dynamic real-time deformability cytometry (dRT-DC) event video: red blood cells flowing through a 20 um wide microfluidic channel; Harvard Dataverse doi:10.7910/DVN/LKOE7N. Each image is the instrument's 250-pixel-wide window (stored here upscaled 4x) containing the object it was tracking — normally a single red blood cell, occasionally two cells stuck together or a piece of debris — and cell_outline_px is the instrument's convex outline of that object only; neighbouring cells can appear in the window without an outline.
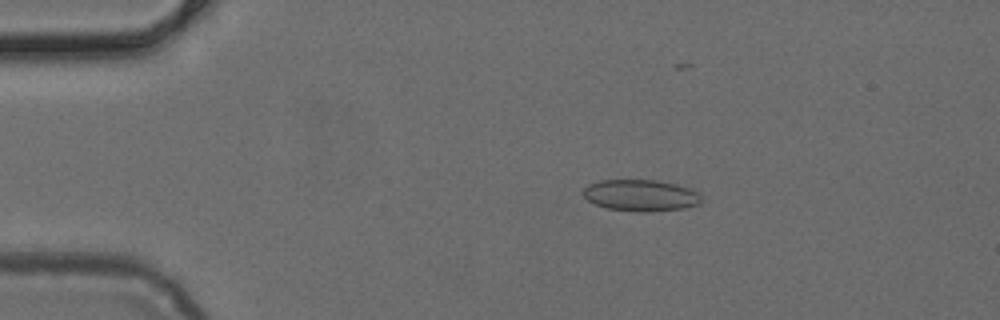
{"species": "common noctule bat (a hibernating species)", "species_latin": "Nyctalus noctula", "temperature_condition": "cold", "stored_images_in_passage": 50, "camera_frame_rate_fps": 3000, "um_per_image_px": 0.085, "animal": {"sex": "female", "body_mass_g": 24.6, "forearm_length_mm": 56.2}, "frame": {"image": 1, "passage_image": 9, "time_ms": 2.667, "image_size_px": [1000, 320], "cell_outline_px": [[700, 204], [684, 208], [648, 212], [636, 212], [608, 208], [596, 204], [588, 200], [580, 192], [588, 184], [600, 180], [656, 180], [676, 184], [688, 188], [696, 192], [700, 196]], "centroid_in_image_um": [54.42, 16.61], "position_along_channel_um": 30.6, "area_um2": 21.68}}
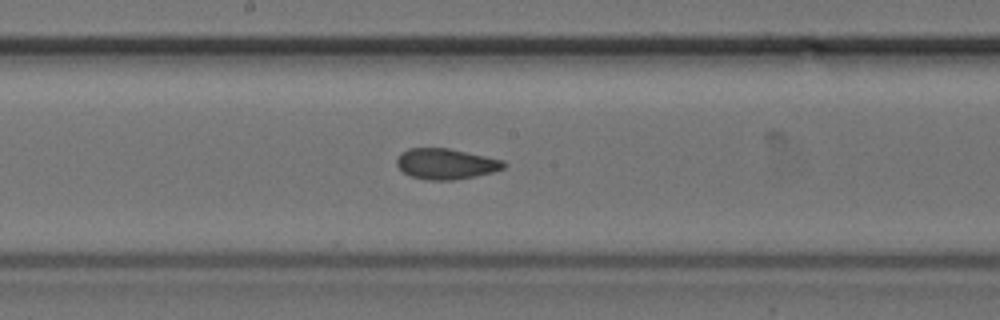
{"frame": {"image": 2, "passage_image": 26, "time_ms": 8.333, "image_size_px": [1000, 320], "cell_outline_px": [[508, 164], [504, 168], [492, 172], [476, 176], [456, 180], [424, 180], [412, 176], [404, 172], [396, 164], [396, 160], [400, 152], [408, 148], [448, 148], [504, 160]], "centroid_in_image_um": [37.91, 13.93], "position_along_channel_um": 210.3, "area_um2": 19.25}}
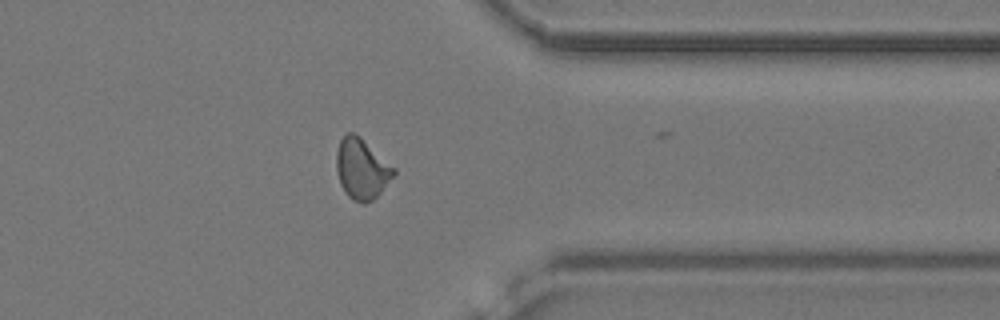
{"frame": {"image": 3, "passage_image": 39, "time_ms": 12.667, "image_size_px": [1000, 320], "cell_outline_px": [[396, 172], [380, 192], [372, 200], [364, 204], [360, 204], [352, 200], [344, 192], [340, 184], [336, 172], [336, 152], [340, 140], [344, 132], [352, 132], [360, 136], [396, 168]], "centroid_in_image_um": [30.72, 14.34], "position_along_channel_um": 380.7, "area_um2": 20.46}}